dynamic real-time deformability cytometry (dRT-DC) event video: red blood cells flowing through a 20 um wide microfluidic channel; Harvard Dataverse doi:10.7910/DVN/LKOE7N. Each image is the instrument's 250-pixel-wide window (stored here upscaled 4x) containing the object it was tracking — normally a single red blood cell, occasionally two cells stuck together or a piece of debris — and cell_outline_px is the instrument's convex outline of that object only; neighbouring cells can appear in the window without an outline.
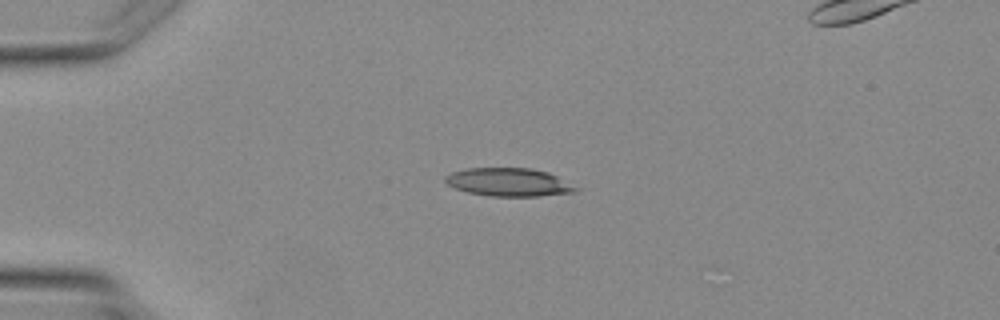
{"species": "Egyptian fruit bat (a non-hibernating species)", "species_latin": "Rousettus aegyptiacus", "temperature_condition": "warm", "stored_images_in_passage": 2, "camera_frame_rate_fps": 3000, "um_per_image_px": 0.085, "animal": {"sex": "female"}, "frame": {"image": 1, "passage_image": 1, "time_ms": 0.0, "image_size_px": [1000, 320], "cell_outline_px": [[580, 188], [576, 192], [540, 196], [492, 196], [468, 192], [456, 188], [448, 184], [444, 180], [444, 176], [452, 172], [468, 168], [532, 168], [548, 172]], "centroid_in_image_um": [43.26, 15.48], "position_along_channel_um": 41.7, "area_um2": 21.39}}